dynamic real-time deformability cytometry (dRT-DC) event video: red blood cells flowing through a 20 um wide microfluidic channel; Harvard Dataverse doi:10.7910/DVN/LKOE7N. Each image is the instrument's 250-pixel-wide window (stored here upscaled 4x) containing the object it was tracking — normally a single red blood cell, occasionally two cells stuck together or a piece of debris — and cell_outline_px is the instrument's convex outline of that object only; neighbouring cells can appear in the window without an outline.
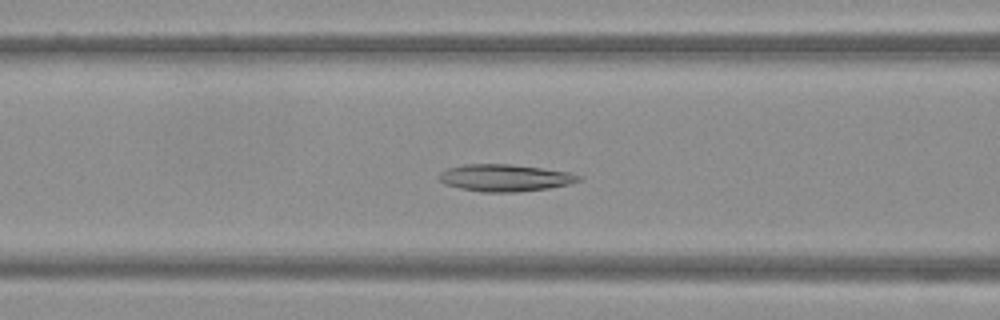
{"species": "Egyptian fruit bat (a non-hibernating species)", "species_latin": "Rousettus aegyptiacus", "temperature_condition": "warm", "stored_images_in_passage": 39, "camera_frame_rate_fps": 3000, "um_per_image_px": 0.085, "frame": {"image": 1, "passage_image": 9, "time_ms": 2.667, "image_size_px": [1000, 320], "cell_outline_px": [[584, 180], [568, 184], [548, 188], [516, 192], [480, 192], [460, 188], [444, 184], [436, 176], [440, 172], [448, 168], [464, 164], [512, 164], [568, 172], [584, 176]], "centroid_in_image_um": [42.91, 15.11], "position_along_channel_um": 123.7, "area_um2": 22.14}}
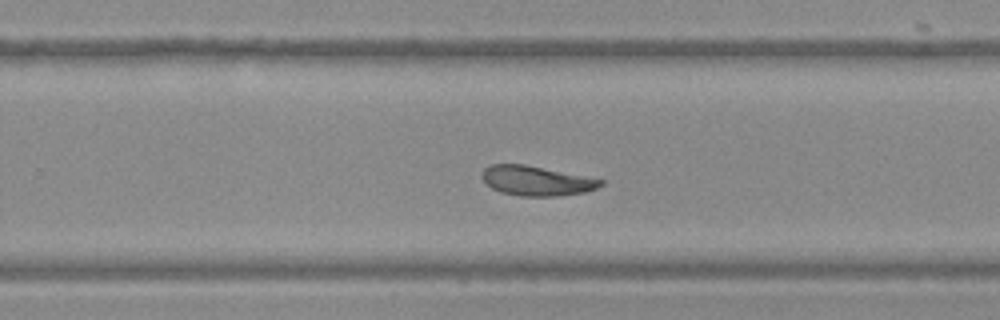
{"frame": {"image": 2, "passage_image": 21, "time_ms": 6.667, "image_size_px": [1000, 320], "cell_outline_px": [[604, 184], [596, 188], [584, 192], [556, 196], [520, 196], [500, 192], [492, 188], [480, 176], [484, 168], [488, 164], [524, 164], [604, 180]], "centroid_in_image_um": [45.56, 15.36], "position_along_channel_um": 284.2, "area_um2": 20.4}}
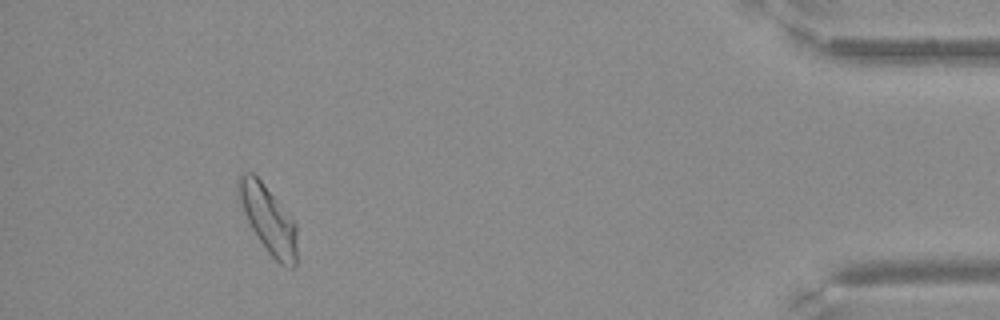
{"frame": {"image": 3, "passage_image": 35, "time_ms": 11.333, "image_size_px": [1000, 320], "cell_outline_px": [[296, 264], [292, 268], [280, 264], [268, 252], [256, 236], [244, 212], [236, 188], [236, 180], [240, 172], [252, 172], [260, 180], [296, 224]], "centroid_in_image_um": [22.77, 18.62], "position_along_channel_um": 412.4, "area_um2": 22.54}}